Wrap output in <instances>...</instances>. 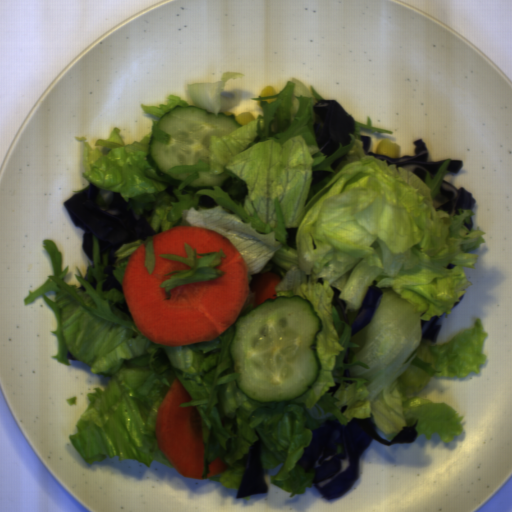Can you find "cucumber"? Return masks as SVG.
I'll return each mask as SVG.
<instances>
[{
	"instance_id": "obj_1",
	"label": "cucumber",
	"mask_w": 512,
	"mask_h": 512,
	"mask_svg": "<svg viewBox=\"0 0 512 512\" xmlns=\"http://www.w3.org/2000/svg\"><path fill=\"white\" fill-rule=\"evenodd\" d=\"M229 358L239 390L261 404L289 402L322 372L316 338L322 321L302 296L269 298L236 318Z\"/></svg>"
},
{
	"instance_id": "obj_3",
	"label": "cucumber",
	"mask_w": 512,
	"mask_h": 512,
	"mask_svg": "<svg viewBox=\"0 0 512 512\" xmlns=\"http://www.w3.org/2000/svg\"><path fill=\"white\" fill-rule=\"evenodd\" d=\"M232 178L229 175L219 174L214 175L211 171L198 172L197 179L188 183L183 189L196 193L199 190H212L213 186L219 187L223 192H227L231 183Z\"/></svg>"
},
{
	"instance_id": "obj_2",
	"label": "cucumber",
	"mask_w": 512,
	"mask_h": 512,
	"mask_svg": "<svg viewBox=\"0 0 512 512\" xmlns=\"http://www.w3.org/2000/svg\"><path fill=\"white\" fill-rule=\"evenodd\" d=\"M156 126L167 133L170 140L163 144L152 135L147 144L146 160L155 169V174L178 187L191 173H170L168 170L177 166H195L198 160L210 163V138L224 137L242 125L232 114H214L193 105H177L161 116Z\"/></svg>"
}]
</instances>
